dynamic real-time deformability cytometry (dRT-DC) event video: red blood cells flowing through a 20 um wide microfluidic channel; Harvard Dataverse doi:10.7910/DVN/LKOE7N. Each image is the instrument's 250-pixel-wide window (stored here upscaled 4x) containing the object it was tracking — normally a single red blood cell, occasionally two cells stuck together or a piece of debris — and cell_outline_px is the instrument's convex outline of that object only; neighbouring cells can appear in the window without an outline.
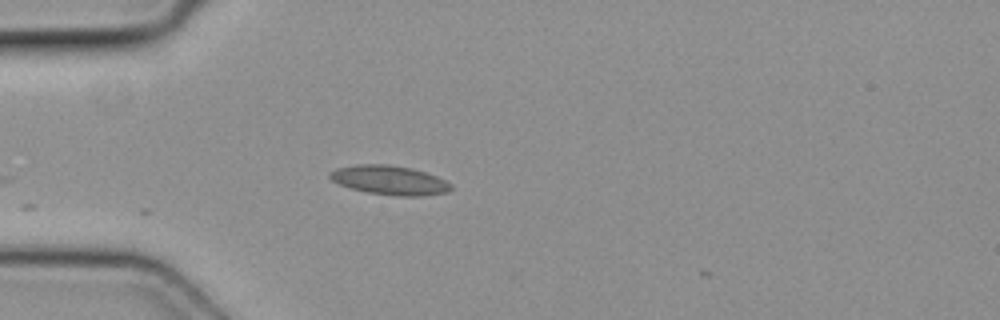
{"species": "common noctule bat (a hibernating species)", "species_latin": "Nyctalus noctula", "temperature_condition": "cold", "stored_images_in_passage": 1, "camera_frame_rate_fps": 3000, "um_per_image_px": 0.085, "animal": {"sex": "female", "body_mass_g": 19.3, "forearm_length_mm": 54.1}, "frame": {"image": 1, "passage_image": 1, "time_ms": 0.0, "image_size_px": [1000, 320], "cell_outline_px": [[452, 188], [448, 192], [420, 196], [396, 196], [368, 192], [348, 188], [332, 180], [328, 176], [328, 172], [336, 168], [356, 164], [388, 164], [412, 168], [436, 176], [452, 184]], "centroid_in_image_um": [33.08, 15.31], "position_along_channel_um": 51.9, "area_um2": 20.69}}